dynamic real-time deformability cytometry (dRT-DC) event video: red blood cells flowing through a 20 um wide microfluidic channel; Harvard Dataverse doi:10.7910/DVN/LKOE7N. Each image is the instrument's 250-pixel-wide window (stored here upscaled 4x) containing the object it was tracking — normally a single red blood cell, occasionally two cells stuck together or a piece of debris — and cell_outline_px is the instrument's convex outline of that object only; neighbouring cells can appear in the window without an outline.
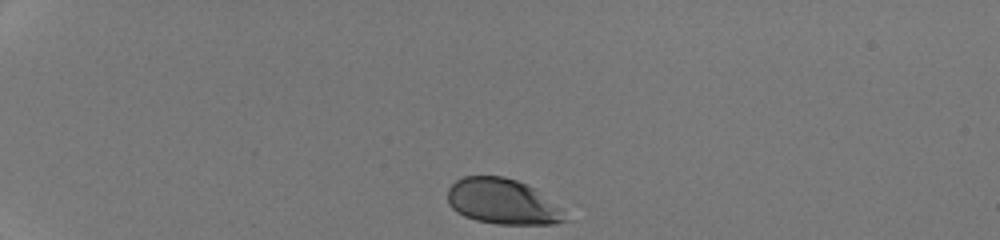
{"species": "human", "species_latin": "Homo sapiens", "temperature_condition": "room temperature", "stored_images_in_passage": 33, "camera_frame_rate_fps": 3000, "um_per_image_px": 0.085, "donor": {"sex": "male"}, "frame": {"image": 1, "passage_image": 1, "time_ms": 0.0, "image_size_px": [1000, 240], "cell_outline_px": [[568, 220], [556, 224], [496, 224], [476, 220], [464, 216], [456, 212], [448, 204], [448, 188], [456, 180], [464, 176], [504, 176], [528, 184], [536, 188], [560, 208]], "centroid_in_image_um": [42.7, 17.13], "position_along_channel_um": 42.3, "area_um2": 31.27}}
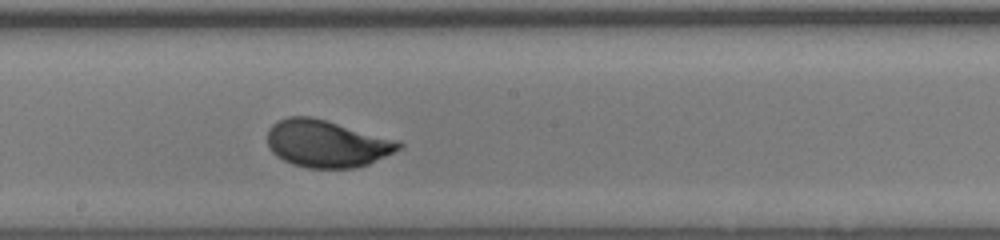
{"frame": {"image": 2, "passage_image": 19, "time_ms": 6.0, "image_size_px": [1000, 240], "cell_outline_px": [[404, 148], [368, 164], [356, 168], [308, 168], [292, 164], [276, 156], [268, 148], [268, 128], [276, 120], [288, 116], [312, 116], [400, 140], [404, 144]], "centroid_in_image_um": [27.8, 12.2], "position_along_channel_um": 220.4, "area_um2": 36.7}}
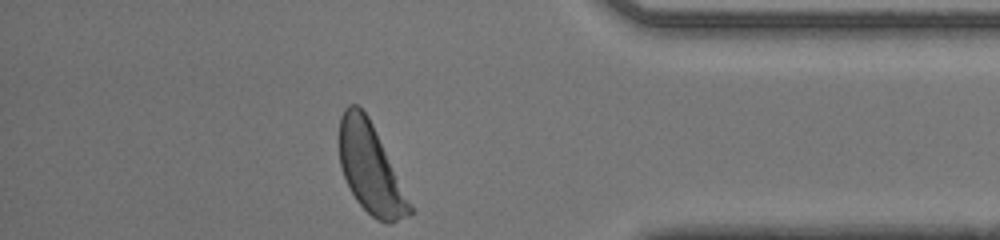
{"frame": {"image": 3, "passage_image": 33, "time_ms": 10.667, "image_size_px": [1000, 240], "cell_outline_px": [[416, 212], [408, 216], [388, 224], [376, 220], [356, 200], [344, 176], [340, 164], [340, 116], [344, 108], [348, 104], [356, 104], [368, 116]], "centroid_in_image_um": [31.51, 14.35], "position_along_channel_um": 403.7, "area_um2": 36.24}, "authors_computed_cell_mechanics": {"area_um2": 35.4314, "velocity_mm_per_s": 4.2591, "shape_relaxation_time_tau1_ms": 2.6673, "shape_relaxation_time_tau2_ms": null, "deformation_change_tau1": 0.1289, "deformation_change_tau2": null}}